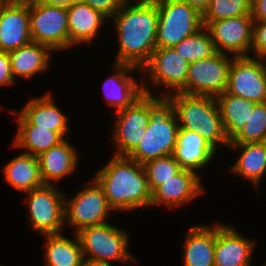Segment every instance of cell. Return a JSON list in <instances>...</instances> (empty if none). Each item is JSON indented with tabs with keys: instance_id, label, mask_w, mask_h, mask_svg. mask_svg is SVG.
Listing matches in <instances>:
<instances>
[{
	"instance_id": "27",
	"label": "cell",
	"mask_w": 266,
	"mask_h": 266,
	"mask_svg": "<svg viewBox=\"0 0 266 266\" xmlns=\"http://www.w3.org/2000/svg\"><path fill=\"white\" fill-rule=\"evenodd\" d=\"M222 124L229 142L244 128L255 103L243 97L224 92L215 97Z\"/></svg>"
},
{
	"instance_id": "30",
	"label": "cell",
	"mask_w": 266,
	"mask_h": 266,
	"mask_svg": "<svg viewBox=\"0 0 266 266\" xmlns=\"http://www.w3.org/2000/svg\"><path fill=\"white\" fill-rule=\"evenodd\" d=\"M174 48L189 63L208 58L216 52L211 35L205 26L184 38Z\"/></svg>"
},
{
	"instance_id": "35",
	"label": "cell",
	"mask_w": 266,
	"mask_h": 266,
	"mask_svg": "<svg viewBox=\"0 0 266 266\" xmlns=\"http://www.w3.org/2000/svg\"><path fill=\"white\" fill-rule=\"evenodd\" d=\"M87 3L94 10L101 12L108 19L121 8L125 0H80Z\"/></svg>"
},
{
	"instance_id": "18",
	"label": "cell",
	"mask_w": 266,
	"mask_h": 266,
	"mask_svg": "<svg viewBox=\"0 0 266 266\" xmlns=\"http://www.w3.org/2000/svg\"><path fill=\"white\" fill-rule=\"evenodd\" d=\"M200 176L192 170L182 169L151 192L150 206L165 204L172 209L194 200L204 193Z\"/></svg>"
},
{
	"instance_id": "31",
	"label": "cell",
	"mask_w": 266,
	"mask_h": 266,
	"mask_svg": "<svg viewBox=\"0 0 266 266\" xmlns=\"http://www.w3.org/2000/svg\"><path fill=\"white\" fill-rule=\"evenodd\" d=\"M251 15V0H210L202 14L203 26L221 19Z\"/></svg>"
},
{
	"instance_id": "13",
	"label": "cell",
	"mask_w": 266,
	"mask_h": 266,
	"mask_svg": "<svg viewBox=\"0 0 266 266\" xmlns=\"http://www.w3.org/2000/svg\"><path fill=\"white\" fill-rule=\"evenodd\" d=\"M253 23L251 15L231 17L209 22V31L215 51L231 56H250L253 43Z\"/></svg>"
},
{
	"instance_id": "26",
	"label": "cell",
	"mask_w": 266,
	"mask_h": 266,
	"mask_svg": "<svg viewBox=\"0 0 266 266\" xmlns=\"http://www.w3.org/2000/svg\"><path fill=\"white\" fill-rule=\"evenodd\" d=\"M3 173L5 181L15 191L26 193L44 185L37 156L25 152L10 160L3 168Z\"/></svg>"
},
{
	"instance_id": "41",
	"label": "cell",
	"mask_w": 266,
	"mask_h": 266,
	"mask_svg": "<svg viewBox=\"0 0 266 266\" xmlns=\"http://www.w3.org/2000/svg\"><path fill=\"white\" fill-rule=\"evenodd\" d=\"M85 266H103V265H90V264H86ZM113 266V265H110Z\"/></svg>"
},
{
	"instance_id": "16",
	"label": "cell",
	"mask_w": 266,
	"mask_h": 266,
	"mask_svg": "<svg viewBox=\"0 0 266 266\" xmlns=\"http://www.w3.org/2000/svg\"><path fill=\"white\" fill-rule=\"evenodd\" d=\"M113 65L116 72L104 81L103 93L109 106H114L116 112L132 106L144 94L153 95L143 79L138 84L132 76L139 68L115 62Z\"/></svg>"
},
{
	"instance_id": "8",
	"label": "cell",
	"mask_w": 266,
	"mask_h": 266,
	"mask_svg": "<svg viewBox=\"0 0 266 266\" xmlns=\"http://www.w3.org/2000/svg\"><path fill=\"white\" fill-rule=\"evenodd\" d=\"M29 24L33 42L51 50L69 48L67 8L29 0Z\"/></svg>"
},
{
	"instance_id": "1",
	"label": "cell",
	"mask_w": 266,
	"mask_h": 266,
	"mask_svg": "<svg viewBox=\"0 0 266 266\" xmlns=\"http://www.w3.org/2000/svg\"><path fill=\"white\" fill-rule=\"evenodd\" d=\"M130 2L125 0L111 17L119 44L114 60L140 70L156 49L159 12L155 0H134L133 5Z\"/></svg>"
},
{
	"instance_id": "12",
	"label": "cell",
	"mask_w": 266,
	"mask_h": 266,
	"mask_svg": "<svg viewBox=\"0 0 266 266\" xmlns=\"http://www.w3.org/2000/svg\"><path fill=\"white\" fill-rule=\"evenodd\" d=\"M266 59L239 56L232 59L226 93L254 103L266 102Z\"/></svg>"
},
{
	"instance_id": "5",
	"label": "cell",
	"mask_w": 266,
	"mask_h": 266,
	"mask_svg": "<svg viewBox=\"0 0 266 266\" xmlns=\"http://www.w3.org/2000/svg\"><path fill=\"white\" fill-rule=\"evenodd\" d=\"M178 130L177 117L169 104L164 101L152 113L145 133L128 157L144 164L153 159L172 155Z\"/></svg>"
},
{
	"instance_id": "29",
	"label": "cell",
	"mask_w": 266,
	"mask_h": 266,
	"mask_svg": "<svg viewBox=\"0 0 266 266\" xmlns=\"http://www.w3.org/2000/svg\"><path fill=\"white\" fill-rule=\"evenodd\" d=\"M228 147L241 149V154L230 170L247 178L256 188L266 173V149L262 142L229 144Z\"/></svg>"
},
{
	"instance_id": "37",
	"label": "cell",
	"mask_w": 266,
	"mask_h": 266,
	"mask_svg": "<svg viewBox=\"0 0 266 266\" xmlns=\"http://www.w3.org/2000/svg\"><path fill=\"white\" fill-rule=\"evenodd\" d=\"M251 17L254 21H266V0H251Z\"/></svg>"
},
{
	"instance_id": "14",
	"label": "cell",
	"mask_w": 266,
	"mask_h": 266,
	"mask_svg": "<svg viewBox=\"0 0 266 266\" xmlns=\"http://www.w3.org/2000/svg\"><path fill=\"white\" fill-rule=\"evenodd\" d=\"M189 65L174 47H164L156 48L141 70L149 74L153 85H162L177 93L186 84Z\"/></svg>"
},
{
	"instance_id": "22",
	"label": "cell",
	"mask_w": 266,
	"mask_h": 266,
	"mask_svg": "<svg viewBox=\"0 0 266 266\" xmlns=\"http://www.w3.org/2000/svg\"><path fill=\"white\" fill-rule=\"evenodd\" d=\"M20 113L32 124L39 128H50L59 132L64 138L70 131L68 117L61 111L50 93L43 97H34L22 107Z\"/></svg>"
},
{
	"instance_id": "32",
	"label": "cell",
	"mask_w": 266,
	"mask_h": 266,
	"mask_svg": "<svg viewBox=\"0 0 266 266\" xmlns=\"http://www.w3.org/2000/svg\"><path fill=\"white\" fill-rule=\"evenodd\" d=\"M266 136V102L255 103L244 128L229 144L262 142Z\"/></svg>"
},
{
	"instance_id": "6",
	"label": "cell",
	"mask_w": 266,
	"mask_h": 266,
	"mask_svg": "<svg viewBox=\"0 0 266 266\" xmlns=\"http://www.w3.org/2000/svg\"><path fill=\"white\" fill-rule=\"evenodd\" d=\"M144 94L132 106L118 111L113 142L117 156H128L139 144L152 113L165 101L162 96Z\"/></svg>"
},
{
	"instance_id": "38",
	"label": "cell",
	"mask_w": 266,
	"mask_h": 266,
	"mask_svg": "<svg viewBox=\"0 0 266 266\" xmlns=\"http://www.w3.org/2000/svg\"><path fill=\"white\" fill-rule=\"evenodd\" d=\"M188 4L189 6L195 8L200 14H203L207 9L210 0H177Z\"/></svg>"
},
{
	"instance_id": "40",
	"label": "cell",
	"mask_w": 266,
	"mask_h": 266,
	"mask_svg": "<svg viewBox=\"0 0 266 266\" xmlns=\"http://www.w3.org/2000/svg\"><path fill=\"white\" fill-rule=\"evenodd\" d=\"M262 143H263V145H264V147L266 149V136H265L264 140L262 141Z\"/></svg>"
},
{
	"instance_id": "11",
	"label": "cell",
	"mask_w": 266,
	"mask_h": 266,
	"mask_svg": "<svg viewBox=\"0 0 266 266\" xmlns=\"http://www.w3.org/2000/svg\"><path fill=\"white\" fill-rule=\"evenodd\" d=\"M92 180V185L81 189L70 201L64 198L65 222L74 228L75 234L85 227L106 223L112 210L103 188Z\"/></svg>"
},
{
	"instance_id": "15",
	"label": "cell",
	"mask_w": 266,
	"mask_h": 266,
	"mask_svg": "<svg viewBox=\"0 0 266 266\" xmlns=\"http://www.w3.org/2000/svg\"><path fill=\"white\" fill-rule=\"evenodd\" d=\"M31 41L29 0H0V51L11 52Z\"/></svg>"
},
{
	"instance_id": "20",
	"label": "cell",
	"mask_w": 266,
	"mask_h": 266,
	"mask_svg": "<svg viewBox=\"0 0 266 266\" xmlns=\"http://www.w3.org/2000/svg\"><path fill=\"white\" fill-rule=\"evenodd\" d=\"M69 48L81 43L92 44L94 38L108 20L101 12L94 10L87 3L77 1L67 7Z\"/></svg>"
},
{
	"instance_id": "36",
	"label": "cell",
	"mask_w": 266,
	"mask_h": 266,
	"mask_svg": "<svg viewBox=\"0 0 266 266\" xmlns=\"http://www.w3.org/2000/svg\"><path fill=\"white\" fill-rule=\"evenodd\" d=\"M14 83L9 52L0 51V86H11Z\"/></svg>"
},
{
	"instance_id": "10",
	"label": "cell",
	"mask_w": 266,
	"mask_h": 266,
	"mask_svg": "<svg viewBox=\"0 0 266 266\" xmlns=\"http://www.w3.org/2000/svg\"><path fill=\"white\" fill-rule=\"evenodd\" d=\"M234 57L216 51L208 58L190 63L186 84L179 92L212 97L223 94Z\"/></svg>"
},
{
	"instance_id": "21",
	"label": "cell",
	"mask_w": 266,
	"mask_h": 266,
	"mask_svg": "<svg viewBox=\"0 0 266 266\" xmlns=\"http://www.w3.org/2000/svg\"><path fill=\"white\" fill-rule=\"evenodd\" d=\"M66 137L58 145L42 152L37 156L41 178L44 184L53 185L76 170L78 154L76 148Z\"/></svg>"
},
{
	"instance_id": "25",
	"label": "cell",
	"mask_w": 266,
	"mask_h": 266,
	"mask_svg": "<svg viewBox=\"0 0 266 266\" xmlns=\"http://www.w3.org/2000/svg\"><path fill=\"white\" fill-rule=\"evenodd\" d=\"M184 241V266H214L215 224L189 229Z\"/></svg>"
},
{
	"instance_id": "28",
	"label": "cell",
	"mask_w": 266,
	"mask_h": 266,
	"mask_svg": "<svg viewBox=\"0 0 266 266\" xmlns=\"http://www.w3.org/2000/svg\"><path fill=\"white\" fill-rule=\"evenodd\" d=\"M71 240L61 234L44 235L46 237V266H85L81 244L77 234Z\"/></svg>"
},
{
	"instance_id": "39",
	"label": "cell",
	"mask_w": 266,
	"mask_h": 266,
	"mask_svg": "<svg viewBox=\"0 0 266 266\" xmlns=\"http://www.w3.org/2000/svg\"><path fill=\"white\" fill-rule=\"evenodd\" d=\"M46 4L54 5V6H62V7H69L73 3L80 1V0H39Z\"/></svg>"
},
{
	"instance_id": "23",
	"label": "cell",
	"mask_w": 266,
	"mask_h": 266,
	"mask_svg": "<svg viewBox=\"0 0 266 266\" xmlns=\"http://www.w3.org/2000/svg\"><path fill=\"white\" fill-rule=\"evenodd\" d=\"M11 113L18 114V130L13 140V147L25 149V153L38 156L44 151L58 145L65 138L50 128H39L32 125L20 112L10 110Z\"/></svg>"
},
{
	"instance_id": "4",
	"label": "cell",
	"mask_w": 266,
	"mask_h": 266,
	"mask_svg": "<svg viewBox=\"0 0 266 266\" xmlns=\"http://www.w3.org/2000/svg\"><path fill=\"white\" fill-rule=\"evenodd\" d=\"M76 234L86 264L110 266L111 261H136L128 249L129 234L107 222L85 227Z\"/></svg>"
},
{
	"instance_id": "17",
	"label": "cell",
	"mask_w": 266,
	"mask_h": 266,
	"mask_svg": "<svg viewBox=\"0 0 266 266\" xmlns=\"http://www.w3.org/2000/svg\"><path fill=\"white\" fill-rule=\"evenodd\" d=\"M255 245L230 225L216 223L214 266H251Z\"/></svg>"
},
{
	"instance_id": "3",
	"label": "cell",
	"mask_w": 266,
	"mask_h": 266,
	"mask_svg": "<svg viewBox=\"0 0 266 266\" xmlns=\"http://www.w3.org/2000/svg\"><path fill=\"white\" fill-rule=\"evenodd\" d=\"M162 97L173 109L179 128L198 132L215 149L229 145L215 97L180 92H163Z\"/></svg>"
},
{
	"instance_id": "9",
	"label": "cell",
	"mask_w": 266,
	"mask_h": 266,
	"mask_svg": "<svg viewBox=\"0 0 266 266\" xmlns=\"http://www.w3.org/2000/svg\"><path fill=\"white\" fill-rule=\"evenodd\" d=\"M29 222L43 235L60 234L65 226V196L55 185L44 184L26 192Z\"/></svg>"
},
{
	"instance_id": "7",
	"label": "cell",
	"mask_w": 266,
	"mask_h": 266,
	"mask_svg": "<svg viewBox=\"0 0 266 266\" xmlns=\"http://www.w3.org/2000/svg\"><path fill=\"white\" fill-rule=\"evenodd\" d=\"M158 7L156 48L174 47L203 27L202 14L177 0H155Z\"/></svg>"
},
{
	"instance_id": "2",
	"label": "cell",
	"mask_w": 266,
	"mask_h": 266,
	"mask_svg": "<svg viewBox=\"0 0 266 266\" xmlns=\"http://www.w3.org/2000/svg\"><path fill=\"white\" fill-rule=\"evenodd\" d=\"M94 179L103 188L112 211H132L151 204V191L143 164L117 156L104 165Z\"/></svg>"
},
{
	"instance_id": "34",
	"label": "cell",
	"mask_w": 266,
	"mask_h": 266,
	"mask_svg": "<svg viewBox=\"0 0 266 266\" xmlns=\"http://www.w3.org/2000/svg\"><path fill=\"white\" fill-rule=\"evenodd\" d=\"M251 51L255 58L266 59V21H254Z\"/></svg>"
},
{
	"instance_id": "19",
	"label": "cell",
	"mask_w": 266,
	"mask_h": 266,
	"mask_svg": "<svg viewBox=\"0 0 266 266\" xmlns=\"http://www.w3.org/2000/svg\"><path fill=\"white\" fill-rule=\"evenodd\" d=\"M216 149L198 132L179 128L173 158L183 169L196 173L214 158Z\"/></svg>"
},
{
	"instance_id": "24",
	"label": "cell",
	"mask_w": 266,
	"mask_h": 266,
	"mask_svg": "<svg viewBox=\"0 0 266 266\" xmlns=\"http://www.w3.org/2000/svg\"><path fill=\"white\" fill-rule=\"evenodd\" d=\"M51 53L52 50L49 47L33 41L9 52L11 70L15 81L17 76L30 80L37 73L47 71L51 64Z\"/></svg>"
},
{
	"instance_id": "33",
	"label": "cell",
	"mask_w": 266,
	"mask_h": 266,
	"mask_svg": "<svg viewBox=\"0 0 266 266\" xmlns=\"http://www.w3.org/2000/svg\"><path fill=\"white\" fill-rule=\"evenodd\" d=\"M143 167L151 192L183 169L172 155L147 161Z\"/></svg>"
}]
</instances>
